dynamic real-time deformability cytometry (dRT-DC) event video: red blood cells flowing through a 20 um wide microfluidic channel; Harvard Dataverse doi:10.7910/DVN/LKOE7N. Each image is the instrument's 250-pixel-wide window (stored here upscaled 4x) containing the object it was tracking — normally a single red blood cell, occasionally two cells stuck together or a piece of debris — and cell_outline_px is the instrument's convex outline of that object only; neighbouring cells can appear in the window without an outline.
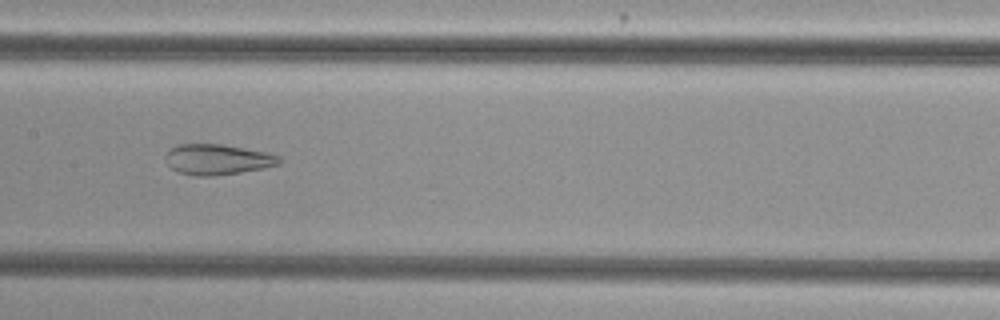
{"species": "common noctule bat (a hibernating species)", "species_latin": "Nyctalus noctula", "temperature_condition": "cold", "stored_images_in_passage": 49, "camera_frame_rate_fps": 3000, "um_per_image_px": 0.085, "animal": {"sex": "female", "body_mass_g": 29.2, "forearm_length_mm": 56.3}, "frame": {"image": 1, "passage_image": 22, "time_ms": 7.0, "image_size_px": [1000, 320], "cell_outline_px": [[284, 160], [280, 164], [264, 168], [240, 172], [212, 176], [196, 176], [180, 172], [172, 168], [164, 160], [164, 156], [176, 144], [220, 144], [268, 152], [280, 156]], "centroid_in_image_um": [18.52, 13.55], "position_along_channel_um": 188.9, "area_um2": 20.29}}
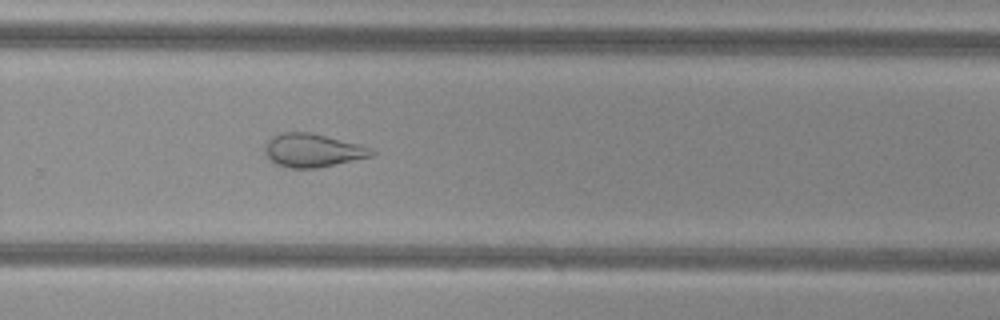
{"frame": {"image": 2, "passage_image": 31, "time_ms": 10.0, "image_size_px": [1000, 320], "cell_outline_px": [[376, 152], [372, 156], [316, 168], [292, 168], [276, 164], [264, 152], [264, 148], [268, 140], [272, 136], [280, 132], [308, 132], [364, 144]], "centroid_in_image_um": [26.59, 12.76], "position_along_channel_um": 303.2, "area_um2": 20.75}}
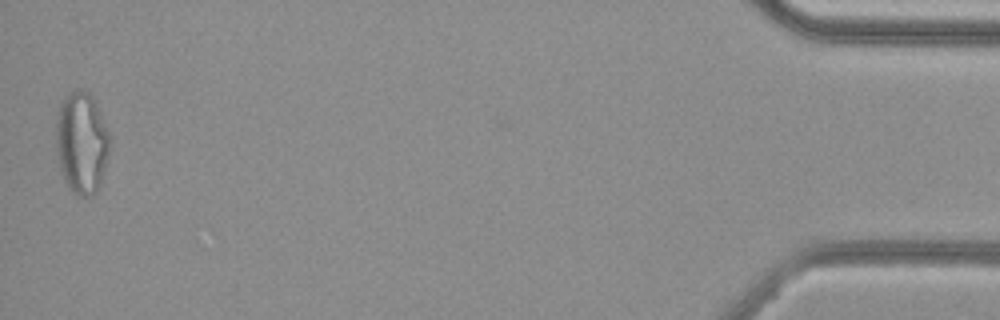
{"frame": {"image": 3, "passage_image": 48, "time_ms": 15.667, "image_size_px": [1000, 320], "cell_outline_px": [[108, 156], [100, 188], [92, 196], [80, 196], [72, 192], [68, 188], [60, 168], [56, 152], [56, 120], [60, 104], [76, 88], [88, 92], [92, 96], [100, 112], [108, 132]], "centroid_in_image_um": [6.93, 12.18], "position_along_channel_um": 428.3, "area_um2": 31.73}}